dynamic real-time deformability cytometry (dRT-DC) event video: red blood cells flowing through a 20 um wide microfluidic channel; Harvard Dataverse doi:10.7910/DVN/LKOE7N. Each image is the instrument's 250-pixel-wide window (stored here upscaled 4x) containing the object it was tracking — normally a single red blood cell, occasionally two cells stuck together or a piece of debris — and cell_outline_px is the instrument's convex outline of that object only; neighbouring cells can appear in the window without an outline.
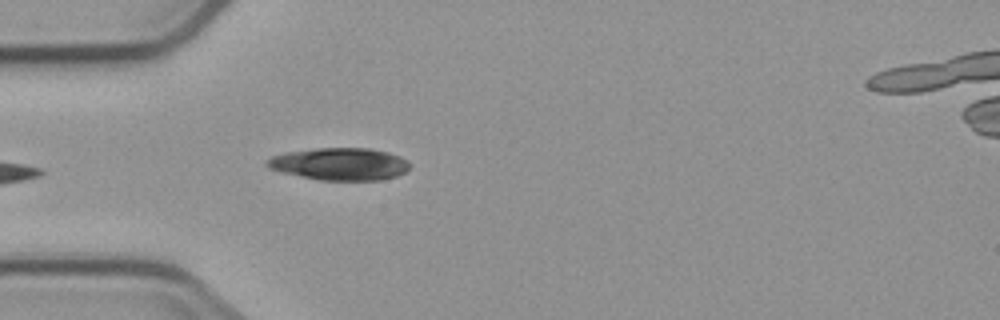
{"species": "common noctule bat (a hibernating species)", "species_latin": "Nyctalus noctula", "temperature_condition": "cold", "stored_images_in_passage": 1, "camera_frame_rate_fps": 3000, "um_per_image_px": 0.085, "animal": {"sex": "male", "body_mass_g": 23.1, "forearm_length_mm": 52.7}, "frame": {"image": 1, "passage_image": 1, "time_ms": 0.0, "image_size_px": [1000, 320], "cell_outline_px": [[408, 168], [404, 172], [396, 176], [380, 180], [320, 180], [284, 172], [268, 168], [264, 164], [272, 156], [288, 152], [316, 148], [368, 148], [388, 152], [400, 156], [408, 160]], "centroid_in_image_um": [28.89, 13.93], "position_along_channel_um": 56.1, "area_um2": 26.65}}